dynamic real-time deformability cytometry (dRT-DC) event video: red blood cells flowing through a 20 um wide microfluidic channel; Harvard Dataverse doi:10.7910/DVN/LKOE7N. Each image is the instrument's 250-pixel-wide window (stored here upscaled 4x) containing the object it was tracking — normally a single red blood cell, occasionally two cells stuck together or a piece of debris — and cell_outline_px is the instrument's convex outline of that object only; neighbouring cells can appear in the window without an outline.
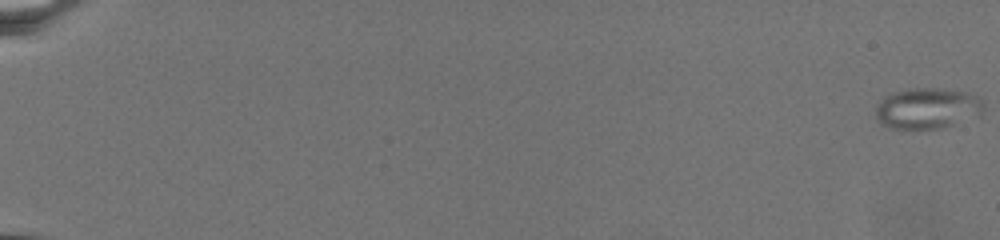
{"species": "common noctule bat (a hibernating species)", "species_latin": "Nyctalus noctula", "temperature_condition": "warm", "stored_images_in_passage": 50, "camera_frame_rate_fps": 3000, "um_per_image_px": 0.085, "animal": {"sex": "female", "body_mass_g": 19.5, "forearm_length_mm": 54.1}, "frame": {"image": 1, "passage_image": 1, "time_ms": 0.0, "image_size_px": [1000, 240], "cell_outline_px": [[984, 108], [980, 116], [944, 128], [888, 128], [880, 124], [876, 120], [876, 104], [884, 96], [892, 92], [908, 88], [940, 88], [968, 92], [980, 96], [984, 104]], "centroid_in_image_um": [78.84, 9.2], "position_along_channel_um": 6.2, "area_um2": 26.36}}
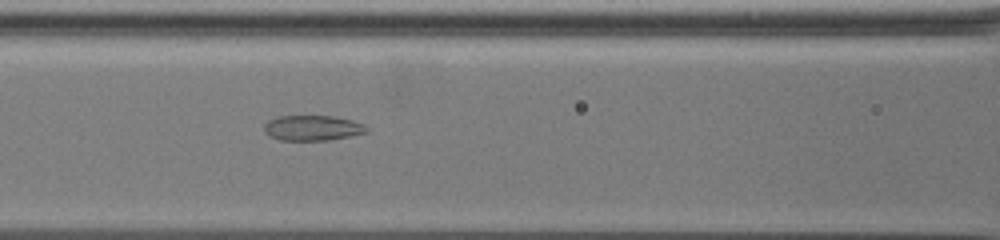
{"frame": {"image": 2, "passage_image": 39, "time_ms": 12.667, "image_size_px": [1000, 240], "cell_outline_px": [[368, 132], [328, 140], [280, 140], [268, 136], [264, 132], [264, 124], [268, 120], [276, 116], [332, 116], [352, 120], [364, 124], [368, 128]], "centroid_in_image_um": [26.53, 10.87], "position_along_channel_um": 140.1, "area_um2": 15.14}}
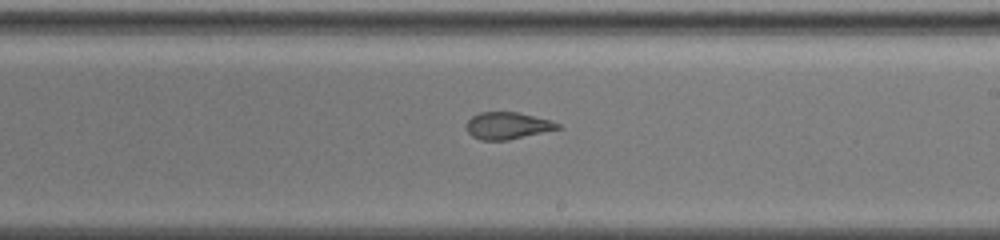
{"frame": {"image": 3, "passage_image": 50, "time_ms": 16.333, "image_size_px": [1000, 240], "cell_outline_px": [[564, 128], [508, 140], [480, 140], [472, 136], [468, 132], [468, 120], [472, 116], [480, 112], [520, 112], [552, 120], [560, 124]], "centroid_in_image_um": [43.21, 10.68], "position_along_channel_um": 245.8, "area_um2": 14.51}}